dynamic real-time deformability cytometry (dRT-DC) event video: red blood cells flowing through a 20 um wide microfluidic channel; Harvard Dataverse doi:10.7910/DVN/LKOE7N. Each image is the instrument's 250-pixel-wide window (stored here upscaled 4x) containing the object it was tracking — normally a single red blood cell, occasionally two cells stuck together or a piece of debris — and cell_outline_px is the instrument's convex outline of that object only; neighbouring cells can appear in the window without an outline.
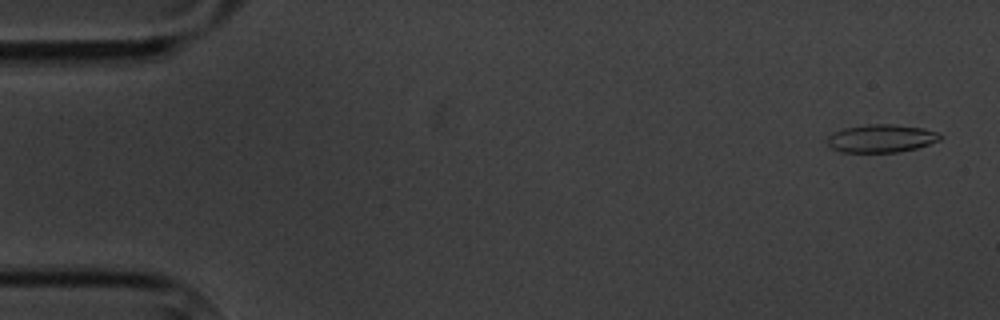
{"species": "common noctule bat (a hibernating species)", "species_latin": "Nyctalus noctula", "temperature_condition": "cold", "stored_images_in_passage": 8, "camera_frame_rate_fps": 3000, "um_per_image_px": 0.085, "animal": {"sex": "male", "body_mass_g": 20.1, "forearm_length_mm": 53.5}, "frame": {"image": 1, "passage_image": 1, "time_ms": 0.0, "image_size_px": [1000, 320], "cell_outline_px": [[940, 140], [916, 148], [896, 152], [840, 152], [832, 148], [828, 144], [828, 136], [844, 128], [868, 124], [892, 124], [924, 128], [940, 132]], "centroid_in_image_um": [74.92, 11.76], "position_along_channel_um": 10.1, "area_um2": 18.26}}
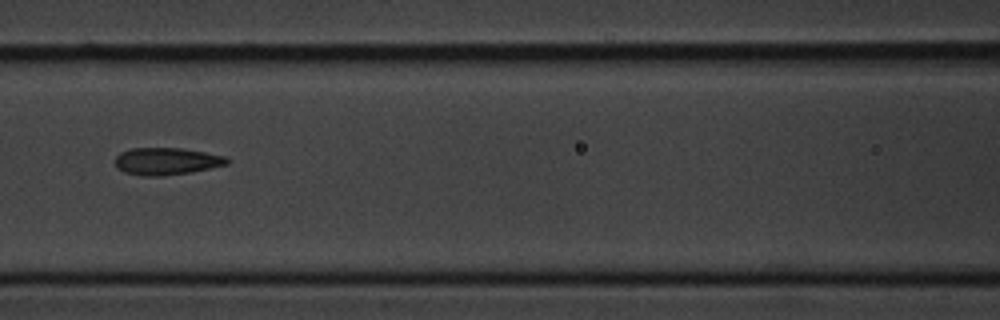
{"frame": {"image": 2, "passage_image": 7, "time_ms": 7.667, "image_size_px": [1000, 320], "cell_outline_px": [[228, 164], [192, 172], [164, 176], [140, 176], [124, 172], [116, 168], [112, 160], [120, 152], [132, 148], [180, 148], [228, 156]], "centroid_in_image_um": [14.1, 13.71], "position_along_channel_um": 152.5, "area_um2": 18.03}}
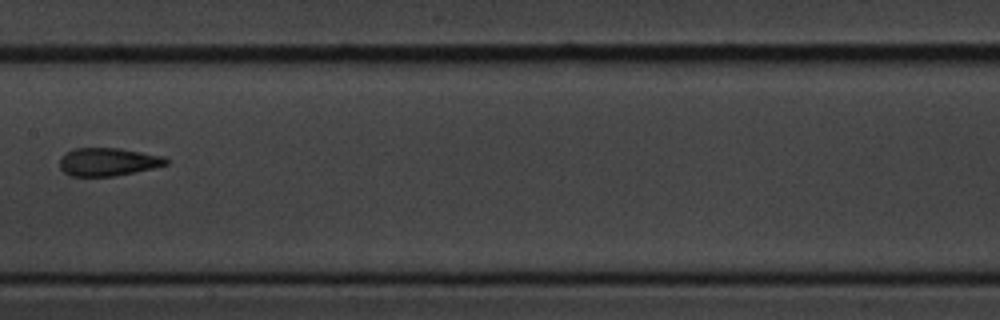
{"frame": {"image": 3, "passage_image": 8, "time_ms": 9.0, "image_size_px": [1000, 320], "cell_outline_px": [[168, 164], [152, 168], [116, 176], [68, 176], [60, 168], [60, 160], [68, 152], [76, 148], [120, 148], [164, 156], [168, 160]], "centroid_in_image_um": [9.2, 13.76], "position_along_channel_um": 198.2, "area_um2": 17.28}}